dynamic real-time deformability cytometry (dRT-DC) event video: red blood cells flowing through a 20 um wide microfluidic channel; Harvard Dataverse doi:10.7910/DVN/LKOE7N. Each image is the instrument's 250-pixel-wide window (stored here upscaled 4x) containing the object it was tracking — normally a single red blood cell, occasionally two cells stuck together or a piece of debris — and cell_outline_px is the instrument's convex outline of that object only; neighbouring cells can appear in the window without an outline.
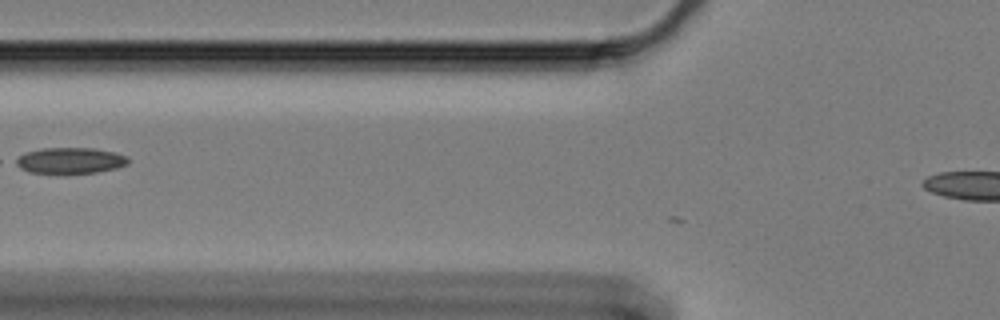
{"species": "Egyptian fruit bat (a non-hibernating species)", "species_latin": "Rousettus aegyptiacus", "temperature_condition": "cold", "stored_images_in_passage": 24, "camera_frame_rate_fps": 3000, "um_per_image_px": 0.085, "animal": {"sex": "female"}, "frame": {"image": 1, "passage_image": 3, "time_ms": 0.667, "image_size_px": [1000, 320], "cell_outline_px": [[128, 164], [116, 168], [96, 172], [28, 172], [12, 164], [12, 160], [24, 152], [40, 148], [92, 148], [112, 152], [128, 156]], "centroid_in_image_um": [5.88, 13.63], "position_along_channel_um": 119.9, "area_um2": 16.94}}